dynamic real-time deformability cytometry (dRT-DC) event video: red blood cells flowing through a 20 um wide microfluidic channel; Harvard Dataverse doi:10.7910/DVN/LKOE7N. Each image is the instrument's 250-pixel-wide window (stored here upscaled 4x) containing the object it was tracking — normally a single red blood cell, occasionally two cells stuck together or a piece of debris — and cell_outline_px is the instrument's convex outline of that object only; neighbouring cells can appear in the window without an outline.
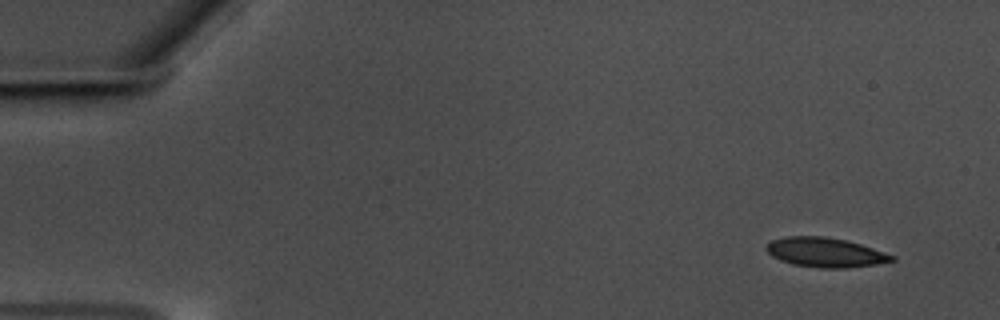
{"species": "common noctule bat (a hibernating species)", "species_latin": "Nyctalus noctula", "temperature_condition": "warm", "stored_images_in_passage": 13, "camera_frame_rate_fps": 3000, "um_per_image_px": 0.085, "animal": {"sex": "male", "body_mass_g": 17.5, "forearm_length_mm": 52.3}, "frame": {"image": 1, "passage_image": 1, "time_ms": 0.0, "image_size_px": [1000, 320], "cell_outline_px": [[896, 260], [876, 264], [844, 268], [820, 268], [792, 264], [780, 260], [772, 256], [764, 248], [772, 240], [788, 236], [824, 236], [848, 240], [896, 256]], "centroid_in_image_um": [70.15, 21.45], "position_along_channel_um": 14.8, "area_um2": 21.56}}